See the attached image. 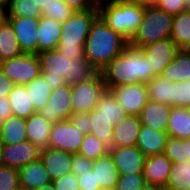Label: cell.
Segmentation results:
<instances>
[{
	"instance_id": "cell-1",
	"label": "cell",
	"mask_w": 190,
	"mask_h": 190,
	"mask_svg": "<svg viewBox=\"0 0 190 190\" xmlns=\"http://www.w3.org/2000/svg\"><path fill=\"white\" fill-rule=\"evenodd\" d=\"M106 89L136 83H147L153 78L149 61L141 49L128 45L101 71Z\"/></svg>"
},
{
	"instance_id": "cell-2",
	"label": "cell",
	"mask_w": 190,
	"mask_h": 190,
	"mask_svg": "<svg viewBox=\"0 0 190 190\" xmlns=\"http://www.w3.org/2000/svg\"><path fill=\"white\" fill-rule=\"evenodd\" d=\"M129 41L98 16L92 23L84 45V57L99 71L127 46Z\"/></svg>"
},
{
	"instance_id": "cell-3",
	"label": "cell",
	"mask_w": 190,
	"mask_h": 190,
	"mask_svg": "<svg viewBox=\"0 0 190 190\" xmlns=\"http://www.w3.org/2000/svg\"><path fill=\"white\" fill-rule=\"evenodd\" d=\"M99 16L98 5L93 9L75 11L62 23L57 50L70 62L84 57V45L92 23Z\"/></svg>"
},
{
	"instance_id": "cell-4",
	"label": "cell",
	"mask_w": 190,
	"mask_h": 190,
	"mask_svg": "<svg viewBox=\"0 0 190 190\" xmlns=\"http://www.w3.org/2000/svg\"><path fill=\"white\" fill-rule=\"evenodd\" d=\"M99 16L109 26L128 41L142 23L145 8L131 0L107 1L98 5Z\"/></svg>"
},
{
	"instance_id": "cell-5",
	"label": "cell",
	"mask_w": 190,
	"mask_h": 190,
	"mask_svg": "<svg viewBox=\"0 0 190 190\" xmlns=\"http://www.w3.org/2000/svg\"><path fill=\"white\" fill-rule=\"evenodd\" d=\"M173 15L158 7L145 8L141 25L129 41V45L141 48L156 41L170 39Z\"/></svg>"
},
{
	"instance_id": "cell-6",
	"label": "cell",
	"mask_w": 190,
	"mask_h": 190,
	"mask_svg": "<svg viewBox=\"0 0 190 190\" xmlns=\"http://www.w3.org/2000/svg\"><path fill=\"white\" fill-rule=\"evenodd\" d=\"M41 76L52 90L66 85L70 75V60L57 49L44 50L37 54Z\"/></svg>"
},
{
	"instance_id": "cell-7",
	"label": "cell",
	"mask_w": 190,
	"mask_h": 190,
	"mask_svg": "<svg viewBox=\"0 0 190 190\" xmlns=\"http://www.w3.org/2000/svg\"><path fill=\"white\" fill-rule=\"evenodd\" d=\"M105 90L106 85L101 72L91 79L72 85L73 114L91 112Z\"/></svg>"
},
{
	"instance_id": "cell-8",
	"label": "cell",
	"mask_w": 190,
	"mask_h": 190,
	"mask_svg": "<svg viewBox=\"0 0 190 190\" xmlns=\"http://www.w3.org/2000/svg\"><path fill=\"white\" fill-rule=\"evenodd\" d=\"M0 69L15 85H25L41 75L37 54L23 53L0 62Z\"/></svg>"
},
{
	"instance_id": "cell-9",
	"label": "cell",
	"mask_w": 190,
	"mask_h": 190,
	"mask_svg": "<svg viewBox=\"0 0 190 190\" xmlns=\"http://www.w3.org/2000/svg\"><path fill=\"white\" fill-rule=\"evenodd\" d=\"M37 112L52 124L69 119L73 114L71 86L66 84L52 90L48 103Z\"/></svg>"
},
{
	"instance_id": "cell-10",
	"label": "cell",
	"mask_w": 190,
	"mask_h": 190,
	"mask_svg": "<svg viewBox=\"0 0 190 190\" xmlns=\"http://www.w3.org/2000/svg\"><path fill=\"white\" fill-rule=\"evenodd\" d=\"M84 135L69 119L52 124L49 147L70 153H78Z\"/></svg>"
},
{
	"instance_id": "cell-11",
	"label": "cell",
	"mask_w": 190,
	"mask_h": 190,
	"mask_svg": "<svg viewBox=\"0 0 190 190\" xmlns=\"http://www.w3.org/2000/svg\"><path fill=\"white\" fill-rule=\"evenodd\" d=\"M128 115H139L149 100L147 85L136 83L109 88Z\"/></svg>"
},
{
	"instance_id": "cell-12",
	"label": "cell",
	"mask_w": 190,
	"mask_h": 190,
	"mask_svg": "<svg viewBox=\"0 0 190 190\" xmlns=\"http://www.w3.org/2000/svg\"><path fill=\"white\" fill-rule=\"evenodd\" d=\"M13 27L15 36L23 53L37 54L39 18L6 16Z\"/></svg>"
},
{
	"instance_id": "cell-13",
	"label": "cell",
	"mask_w": 190,
	"mask_h": 190,
	"mask_svg": "<svg viewBox=\"0 0 190 190\" xmlns=\"http://www.w3.org/2000/svg\"><path fill=\"white\" fill-rule=\"evenodd\" d=\"M140 49L149 61L150 70H153V78L160 76L179 50L171 39L156 41Z\"/></svg>"
},
{
	"instance_id": "cell-14",
	"label": "cell",
	"mask_w": 190,
	"mask_h": 190,
	"mask_svg": "<svg viewBox=\"0 0 190 190\" xmlns=\"http://www.w3.org/2000/svg\"><path fill=\"white\" fill-rule=\"evenodd\" d=\"M109 153L119 175L144 172L146 156L137 146L111 147Z\"/></svg>"
},
{
	"instance_id": "cell-15",
	"label": "cell",
	"mask_w": 190,
	"mask_h": 190,
	"mask_svg": "<svg viewBox=\"0 0 190 190\" xmlns=\"http://www.w3.org/2000/svg\"><path fill=\"white\" fill-rule=\"evenodd\" d=\"M41 149L30 141L18 144H4L3 164L14 169H20L28 163L40 158Z\"/></svg>"
},
{
	"instance_id": "cell-16",
	"label": "cell",
	"mask_w": 190,
	"mask_h": 190,
	"mask_svg": "<svg viewBox=\"0 0 190 190\" xmlns=\"http://www.w3.org/2000/svg\"><path fill=\"white\" fill-rule=\"evenodd\" d=\"M73 153L47 147L41 149L40 159L52 181L72 172Z\"/></svg>"
},
{
	"instance_id": "cell-17",
	"label": "cell",
	"mask_w": 190,
	"mask_h": 190,
	"mask_svg": "<svg viewBox=\"0 0 190 190\" xmlns=\"http://www.w3.org/2000/svg\"><path fill=\"white\" fill-rule=\"evenodd\" d=\"M171 165V160L164 153L147 156L143 172L146 184L163 189L168 181Z\"/></svg>"
},
{
	"instance_id": "cell-18",
	"label": "cell",
	"mask_w": 190,
	"mask_h": 190,
	"mask_svg": "<svg viewBox=\"0 0 190 190\" xmlns=\"http://www.w3.org/2000/svg\"><path fill=\"white\" fill-rule=\"evenodd\" d=\"M141 127L139 115H127L116 126H113L111 147L136 146Z\"/></svg>"
},
{
	"instance_id": "cell-19",
	"label": "cell",
	"mask_w": 190,
	"mask_h": 190,
	"mask_svg": "<svg viewBox=\"0 0 190 190\" xmlns=\"http://www.w3.org/2000/svg\"><path fill=\"white\" fill-rule=\"evenodd\" d=\"M171 109V105L148 100L139 114L141 124L167 132Z\"/></svg>"
},
{
	"instance_id": "cell-20",
	"label": "cell",
	"mask_w": 190,
	"mask_h": 190,
	"mask_svg": "<svg viewBox=\"0 0 190 190\" xmlns=\"http://www.w3.org/2000/svg\"><path fill=\"white\" fill-rule=\"evenodd\" d=\"M51 182L52 180L40 158L19 169L20 188L35 190Z\"/></svg>"
},
{
	"instance_id": "cell-21",
	"label": "cell",
	"mask_w": 190,
	"mask_h": 190,
	"mask_svg": "<svg viewBox=\"0 0 190 190\" xmlns=\"http://www.w3.org/2000/svg\"><path fill=\"white\" fill-rule=\"evenodd\" d=\"M62 23L52 18L41 16L38 24L37 54L44 50L56 49L59 45Z\"/></svg>"
},
{
	"instance_id": "cell-22",
	"label": "cell",
	"mask_w": 190,
	"mask_h": 190,
	"mask_svg": "<svg viewBox=\"0 0 190 190\" xmlns=\"http://www.w3.org/2000/svg\"><path fill=\"white\" fill-rule=\"evenodd\" d=\"M167 139V132L157 131L153 128L142 125L136 146L147 157L164 153Z\"/></svg>"
},
{
	"instance_id": "cell-23",
	"label": "cell",
	"mask_w": 190,
	"mask_h": 190,
	"mask_svg": "<svg viewBox=\"0 0 190 190\" xmlns=\"http://www.w3.org/2000/svg\"><path fill=\"white\" fill-rule=\"evenodd\" d=\"M52 123L38 112L26 118L27 139L40 149L49 147Z\"/></svg>"
},
{
	"instance_id": "cell-24",
	"label": "cell",
	"mask_w": 190,
	"mask_h": 190,
	"mask_svg": "<svg viewBox=\"0 0 190 190\" xmlns=\"http://www.w3.org/2000/svg\"><path fill=\"white\" fill-rule=\"evenodd\" d=\"M101 189L114 190L119 178V172L110 153L94 161L93 168Z\"/></svg>"
},
{
	"instance_id": "cell-25",
	"label": "cell",
	"mask_w": 190,
	"mask_h": 190,
	"mask_svg": "<svg viewBox=\"0 0 190 190\" xmlns=\"http://www.w3.org/2000/svg\"><path fill=\"white\" fill-rule=\"evenodd\" d=\"M161 77L175 83L190 79V50H178L174 59L162 71Z\"/></svg>"
},
{
	"instance_id": "cell-26",
	"label": "cell",
	"mask_w": 190,
	"mask_h": 190,
	"mask_svg": "<svg viewBox=\"0 0 190 190\" xmlns=\"http://www.w3.org/2000/svg\"><path fill=\"white\" fill-rule=\"evenodd\" d=\"M170 39L174 42L179 50H190L189 9L173 15Z\"/></svg>"
},
{
	"instance_id": "cell-27",
	"label": "cell",
	"mask_w": 190,
	"mask_h": 190,
	"mask_svg": "<svg viewBox=\"0 0 190 190\" xmlns=\"http://www.w3.org/2000/svg\"><path fill=\"white\" fill-rule=\"evenodd\" d=\"M167 134L172 138H190V113L188 108L172 107Z\"/></svg>"
},
{
	"instance_id": "cell-28",
	"label": "cell",
	"mask_w": 190,
	"mask_h": 190,
	"mask_svg": "<svg viewBox=\"0 0 190 190\" xmlns=\"http://www.w3.org/2000/svg\"><path fill=\"white\" fill-rule=\"evenodd\" d=\"M95 109L116 126L128 114L108 89L100 96Z\"/></svg>"
},
{
	"instance_id": "cell-29",
	"label": "cell",
	"mask_w": 190,
	"mask_h": 190,
	"mask_svg": "<svg viewBox=\"0 0 190 190\" xmlns=\"http://www.w3.org/2000/svg\"><path fill=\"white\" fill-rule=\"evenodd\" d=\"M8 100L13 115L17 117L26 119L37 112L28 96L25 85H15L8 95Z\"/></svg>"
},
{
	"instance_id": "cell-30",
	"label": "cell",
	"mask_w": 190,
	"mask_h": 190,
	"mask_svg": "<svg viewBox=\"0 0 190 190\" xmlns=\"http://www.w3.org/2000/svg\"><path fill=\"white\" fill-rule=\"evenodd\" d=\"M0 139L4 144H18L28 141L26 119L12 115L4 120Z\"/></svg>"
},
{
	"instance_id": "cell-31",
	"label": "cell",
	"mask_w": 190,
	"mask_h": 190,
	"mask_svg": "<svg viewBox=\"0 0 190 190\" xmlns=\"http://www.w3.org/2000/svg\"><path fill=\"white\" fill-rule=\"evenodd\" d=\"M23 54L13 27L5 20L0 25V62Z\"/></svg>"
},
{
	"instance_id": "cell-32",
	"label": "cell",
	"mask_w": 190,
	"mask_h": 190,
	"mask_svg": "<svg viewBox=\"0 0 190 190\" xmlns=\"http://www.w3.org/2000/svg\"><path fill=\"white\" fill-rule=\"evenodd\" d=\"M190 187V162H172L164 190H187Z\"/></svg>"
},
{
	"instance_id": "cell-33",
	"label": "cell",
	"mask_w": 190,
	"mask_h": 190,
	"mask_svg": "<svg viewBox=\"0 0 190 190\" xmlns=\"http://www.w3.org/2000/svg\"><path fill=\"white\" fill-rule=\"evenodd\" d=\"M172 82L156 76L146 83L150 101L172 106Z\"/></svg>"
},
{
	"instance_id": "cell-34",
	"label": "cell",
	"mask_w": 190,
	"mask_h": 190,
	"mask_svg": "<svg viewBox=\"0 0 190 190\" xmlns=\"http://www.w3.org/2000/svg\"><path fill=\"white\" fill-rule=\"evenodd\" d=\"M89 124L91 125L90 133L111 148V140L113 137L112 122L103 116L97 109H93L90 112Z\"/></svg>"
},
{
	"instance_id": "cell-35",
	"label": "cell",
	"mask_w": 190,
	"mask_h": 190,
	"mask_svg": "<svg viewBox=\"0 0 190 190\" xmlns=\"http://www.w3.org/2000/svg\"><path fill=\"white\" fill-rule=\"evenodd\" d=\"M28 96L36 111L43 108L47 103L52 89L40 75L30 83L25 84Z\"/></svg>"
},
{
	"instance_id": "cell-36",
	"label": "cell",
	"mask_w": 190,
	"mask_h": 190,
	"mask_svg": "<svg viewBox=\"0 0 190 190\" xmlns=\"http://www.w3.org/2000/svg\"><path fill=\"white\" fill-rule=\"evenodd\" d=\"M99 72L89 60L82 57L71 62L69 81L66 84L70 86L78 84L95 77Z\"/></svg>"
},
{
	"instance_id": "cell-37",
	"label": "cell",
	"mask_w": 190,
	"mask_h": 190,
	"mask_svg": "<svg viewBox=\"0 0 190 190\" xmlns=\"http://www.w3.org/2000/svg\"><path fill=\"white\" fill-rule=\"evenodd\" d=\"M109 149L110 147L106 143L102 142L95 135L90 133L84 135L78 154L95 161L99 157L109 153Z\"/></svg>"
},
{
	"instance_id": "cell-38",
	"label": "cell",
	"mask_w": 190,
	"mask_h": 190,
	"mask_svg": "<svg viewBox=\"0 0 190 190\" xmlns=\"http://www.w3.org/2000/svg\"><path fill=\"white\" fill-rule=\"evenodd\" d=\"M189 138L180 139L168 136L167 143L164 149V154L171 160V162L189 163L188 151Z\"/></svg>"
},
{
	"instance_id": "cell-39",
	"label": "cell",
	"mask_w": 190,
	"mask_h": 190,
	"mask_svg": "<svg viewBox=\"0 0 190 190\" xmlns=\"http://www.w3.org/2000/svg\"><path fill=\"white\" fill-rule=\"evenodd\" d=\"M7 16L40 18L42 12L30 0H8Z\"/></svg>"
},
{
	"instance_id": "cell-40",
	"label": "cell",
	"mask_w": 190,
	"mask_h": 190,
	"mask_svg": "<svg viewBox=\"0 0 190 190\" xmlns=\"http://www.w3.org/2000/svg\"><path fill=\"white\" fill-rule=\"evenodd\" d=\"M42 16L64 23L75 12L64 0H53L47 9H43Z\"/></svg>"
},
{
	"instance_id": "cell-41",
	"label": "cell",
	"mask_w": 190,
	"mask_h": 190,
	"mask_svg": "<svg viewBox=\"0 0 190 190\" xmlns=\"http://www.w3.org/2000/svg\"><path fill=\"white\" fill-rule=\"evenodd\" d=\"M172 107H190V79L172 84Z\"/></svg>"
},
{
	"instance_id": "cell-42",
	"label": "cell",
	"mask_w": 190,
	"mask_h": 190,
	"mask_svg": "<svg viewBox=\"0 0 190 190\" xmlns=\"http://www.w3.org/2000/svg\"><path fill=\"white\" fill-rule=\"evenodd\" d=\"M146 186L144 173L119 175L114 190H142Z\"/></svg>"
},
{
	"instance_id": "cell-43",
	"label": "cell",
	"mask_w": 190,
	"mask_h": 190,
	"mask_svg": "<svg viewBox=\"0 0 190 190\" xmlns=\"http://www.w3.org/2000/svg\"><path fill=\"white\" fill-rule=\"evenodd\" d=\"M19 170L8 166L0 167V190H18Z\"/></svg>"
},
{
	"instance_id": "cell-44",
	"label": "cell",
	"mask_w": 190,
	"mask_h": 190,
	"mask_svg": "<svg viewBox=\"0 0 190 190\" xmlns=\"http://www.w3.org/2000/svg\"><path fill=\"white\" fill-rule=\"evenodd\" d=\"M94 161L75 153L72 156V173L75 176L82 175L93 168Z\"/></svg>"
},
{
	"instance_id": "cell-45",
	"label": "cell",
	"mask_w": 190,
	"mask_h": 190,
	"mask_svg": "<svg viewBox=\"0 0 190 190\" xmlns=\"http://www.w3.org/2000/svg\"><path fill=\"white\" fill-rule=\"evenodd\" d=\"M77 182L80 190H99L101 189L94 171L91 169L82 175L77 176Z\"/></svg>"
},
{
	"instance_id": "cell-46",
	"label": "cell",
	"mask_w": 190,
	"mask_h": 190,
	"mask_svg": "<svg viewBox=\"0 0 190 190\" xmlns=\"http://www.w3.org/2000/svg\"><path fill=\"white\" fill-rule=\"evenodd\" d=\"M55 190H80L77 176L72 172L52 181Z\"/></svg>"
},
{
	"instance_id": "cell-47",
	"label": "cell",
	"mask_w": 190,
	"mask_h": 190,
	"mask_svg": "<svg viewBox=\"0 0 190 190\" xmlns=\"http://www.w3.org/2000/svg\"><path fill=\"white\" fill-rule=\"evenodd\" d=\"M157 7L171 15L187 10L183 0H159Z\"/></svg>"
},
{
	"instance_id": "cell-48",
	"label": "cell",
	"mask_w": 190,
	"mask_h": 190,
	"mask_svg": "<svg viewBox=\"0 0 190 190\" xmlns=\"http://www.w3.org/2000/svg\"><path fill=\"white\" fill-rule=\"evenodd\" d=\"M89 113H74L70 116L69 120L77 127L83 135L90 134L91 125L89 124Z\"/></svg>"
},
{
	"instance_id": "cell-49",
	"label": "cell",
	"mask_w": 190,
	"mask_h": 190,
	"mask_svg": "<svg viewBox=\"0 0 190 190\" xmlns=\"http://www.w3.org/2000/svg\"><path fill=\"white\" fill-rule=\"evenodd\" d=\"M74 11H85L97 6L95 0H64Z\"/></svg>"
},
{
	"instance_id": "cell-50",
	"label": "cell",
	"mask_w": 190,
	"mask_h": 190,
	"mask_svg": "<svg viewBox=\"0 0 190 190\" xmlns=\"http://www.w3.org/2000/svg\"><path fill=\"white\" fill-rule=\"evenodd\" d=\"M15 84L10 78L0 69V97H8Z\"/></svg>"
},
{
	"instance_id": "cell-51",
	"label": "cell",
	"mask_w": 190,
	"mask_h": 190,
	"mask_svg": "<svg viewBox=\"0 0 190 190\" xmlns=\"http://www.w3.org/2000/svg\"><path fill=\"white\" fill-rule=\"evenodd\" d=\"M12 115L13 111L9 103L8 97H0V118L6 120Z\"/></svg>"
},
{
	"instance_id": "cell-52",
	"label": "cell",
	"mask_w": 190,
	"mask_h": 190,
	"mask_svg": "<svg viewBox=\"0 0 190 190\" xmlns=\"http://www.w3.org/2000/svg\"><path fill=\"white\" fill-rule=\"evenodd\" d=\"M131 1L142 8L157 7V4L159 2V0H131Z\"/></svg>"
},
{
	"instance_id": "cell-53",
	"label": "cell",
	"mask_w": 190,
	"mask_h": 190,
	"mask_svg": "<svg viewBox=\"0 0 190 190\" xmlns=\"http://www.w3.org/2000/svg\"><path fill=\"white\" fill-rule=\"evenodd\" d=\"M34 5L36 4L39 9L42 11L43 9H47V7L51 4L53 0H30Z\"/></svg>"
},
{
	"instance_id": "cell-54",
	"label": "cell",
	"mask_w": 190,
	"mask_h": 190,
	"mask_svg": "<svg viewBox=\"0 0 190 190\" xmlns=\"http://www.w3.org/2000/svg\"><path fill=\"white\" fill-rule=\"evenodd\" d=\"M7 8H0V25L6 20Z\"/></svg>"
},
{
	"instance_id": "cell-55",
	"label": "cell",
	"mask_w": 190,
	"mask_h": 190,
	"mask_svg": "<svg viewBox=\"0 0 190 190\" xmlns=\"http://www.w3.org/2000/svg\"><path fill=\"white\" fill-rule=\"evenodd\" d=\"M3 148H4V143L0 139V167L4 166V164H3Z\"/></svg>"
},
{
	"instance_id": "cell-56",
	"label": "cell",
	"mask_w": 190,
	"mask_h": 190,
	"mask_svg": "<svg viewBox=\"0 0 190 190\" xmlns=\"http://www.w3.org/2000/svg\"><path fill=\"white\" fill-rule=\"evenodd\" d=\"M35 190H55V188L53 186V183L51 182V183H49L47 185H44V186H42L40 188H37Z\"/></svg>"
},
{
	"instance_id": "cell-57",
	"label": "cell",
	"mask_w": 190,
	"mask_h": 190,
	"mask_svg": "<svg viewBox=\"0 0 190 190\" xmlns=\"http://www.w3.org/2000/svg\"><path fill=\"white\" fill-rule=\"evenodd\" d=\"M142 190H164V189L157 186L146 184V186Z\"/></svg>"
},
{
	"instance_id": "cell-58",
	"label": "cell",
	"mask_w": 190,
	"mask_h": 190,
	"mask_svg": "<svg viewBox=\"0 0 190 190\" xmlns=\"http://www.w3.org/2000/svg\"><path fill=\"white\" fill-rule=\"evenodd\" d=\"M8 0H0V8H7Z\"/></svg>"
},
{
	"instance_id": "cell-59",
	"label": "cell",
	"mask_w": 190,
	"mask_h": 190,
	"mask_svg": "<svg viewBox=\"0 0 190 190\" xmlns=\"http://www.w3.org/2000/svg\"><path fill=\"white\" fill-rule=\"evenodd\" d=\"M184 1V5L187 9L190 8V0H183Z\"/></svg>"
},
{
	"instance_id": "cell-60",
	"label": "cell",
	"mask_w": 190,
	"mask_h": 190,
	"mask_svg": "<svg viewBox=\"0 0 190 190\" xmlns=\"http://www.w3.org/2000/svg\"><path fill=\"white\" fill-rule=\"evenodd\" d=\"M96 4L99 5L101 3L107 2V1H115V0H95Z\"/></svg>"
},
{
	"instance_id": "cell-61",
	"label": "cell",
	"mask_w": 190,
	"mask_h": 190,
	"mask_svg": "<svg viewBox=\"0 0 190 190\" xmlns=\"http://www.w3.org/2000/svg\"><path fill=\"white\" fill-rule=\"evenodd\" d=\"M3 122H4V119L0 118V136H1L2 128H3Z\"/></svg>"
},
{
	"instance_id": "cell-62",
	"label": "cell",
	"mask_w": 190,
	"mask_h": 190,
	"mask_svg": "<svg viewBox=\"0 0 190 190\" xmlns=\"http://www.w3.org/2000/svg\"><path fill=\"white\" fill-rule=\"evenodd\" d=\"M189 143H190V138H189ZM188 151H189V157H188V159L190 160V144H188Z\"/></svg>"
}]
</instances>
